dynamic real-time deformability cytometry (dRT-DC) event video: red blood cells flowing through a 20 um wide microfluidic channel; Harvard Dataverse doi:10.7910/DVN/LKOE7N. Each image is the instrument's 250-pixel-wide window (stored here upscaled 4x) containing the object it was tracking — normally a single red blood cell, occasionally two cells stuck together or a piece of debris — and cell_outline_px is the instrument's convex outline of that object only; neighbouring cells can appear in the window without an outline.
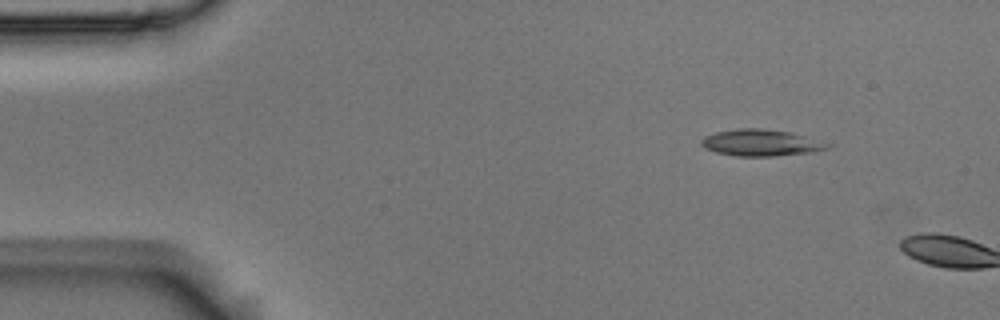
{"species": "Egyptian fruit bat (a non-hibernating species)", "species_latin": "Rousettus aegyptiacus", "temperature_condition": "room temperature", "stored_images_in_passage": 2, "camera_frame_rate_fps": 3000, "um_per_image_px": 0.085, "animal": {"sex": "male"}, "frame": {"image": 1, "passage_image": 1, "time_ms": 0.0, "image_size_px": [1000, 320], "cell_outline_px": [[832, 144], [828, 148], [812, 152], [776, 156], [736, 156], [716, 152], [704, 148], [700, 144], [700, 140], [704, 136], [716, 132], [736, 128], [760, 128], [788, 132], [804, 136]], "centroid_in_image_um": [64.63, 12.13], "position_along_channel_um": 20.4, "area_um2": 19.48}}